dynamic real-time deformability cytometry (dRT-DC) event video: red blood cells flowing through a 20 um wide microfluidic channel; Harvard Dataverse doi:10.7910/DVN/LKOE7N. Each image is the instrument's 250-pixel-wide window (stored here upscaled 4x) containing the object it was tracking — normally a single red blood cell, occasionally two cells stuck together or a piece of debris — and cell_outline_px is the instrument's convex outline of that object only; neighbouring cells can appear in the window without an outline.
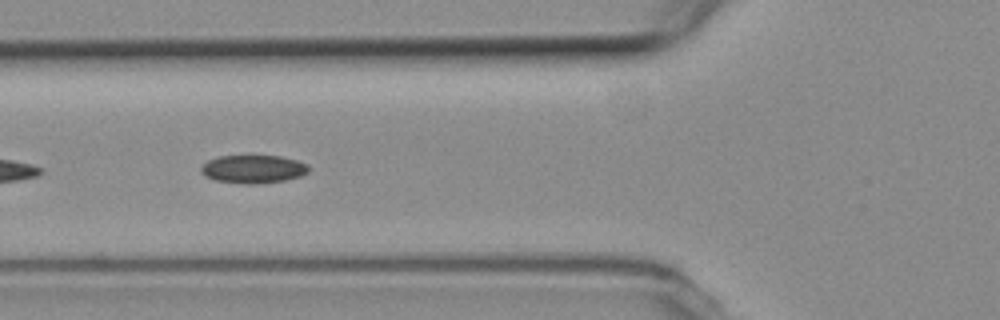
{"species": "common noctule bat (a hibernating species)", "species_latin": "Nyctalus noctula", "temperature_condition": "room temperature", "stored_images_in_passage": 8, "camera_frame_rate_fps": 3000, "um_per_image_px": 0.085, "animal": {"sex": "female", "body_mass_g": 19.3, "forearm_length_mm": 54.1}, "frame": {"image": 1, "passage_image": 6, "time_ms": 5.667, "image_size_px": [1000, 320], "cell_outline_px": [[308, 172], [300, 176], [284, 180], [256, 184], [244, 184], [216, 180], [204, 176], [200, 172], [200, 168], [208, 160], [220, 156], [280, 156], [296, 160], [308, 164]], "centroid_in_image_um": [21.51, 14.37], "position_along_channel_um": 104.3, "area_um2": 17.57}}
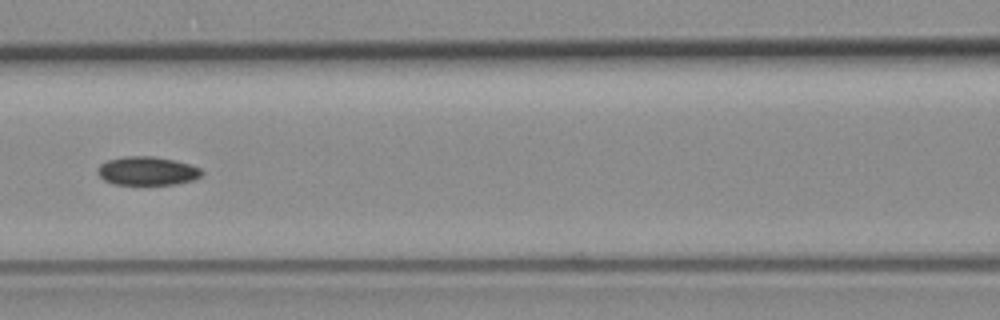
{"frame": {"image": 2, "passage_image": 7, "time_ms": 7.0, "image_size_px": [1000, 320], "cell_outline_px": [[204, 172], [200, 176], [192, 180], [176, 184], [112, 184], [104, 180], [96, 172], [100, 164], [108, 160], [124, 156], [152, 156], [172, 160], [188, 164], [200, 168]], "centroid_in_image_um": [12.48, 14.53], "position_along_channel_um": 154.1, "area_um2": 17.22}}
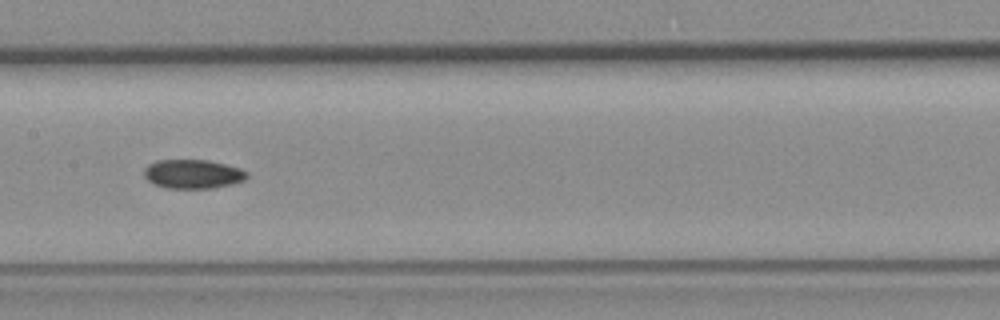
{"frame": {"image": 3, "passage_image": 8, "time_ms": 8.0, "image_size_px": [1000, 320], "cell_outline_px": [[248, 176], [244, 180], [232, 184], [212, 188], [168, 188], [152, 184], [144, 176], [144, 168], [148, 164], [156, 160], [208, 160], [240, 168], [248, 172]], "centroid_in_image_um": [16.38, 14.79], "position_along_channel_um": 191.0, "area_um2": 17.46}}